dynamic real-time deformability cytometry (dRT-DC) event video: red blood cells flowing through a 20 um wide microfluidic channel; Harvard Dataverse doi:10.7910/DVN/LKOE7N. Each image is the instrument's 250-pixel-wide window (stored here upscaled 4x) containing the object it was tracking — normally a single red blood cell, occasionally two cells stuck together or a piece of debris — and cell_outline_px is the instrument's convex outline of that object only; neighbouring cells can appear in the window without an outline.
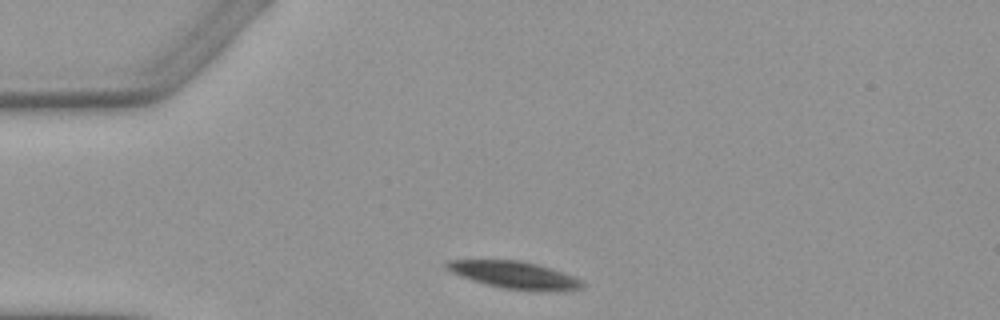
{"species": "Egyptian fruit bat (a non-hibernating species)", "species_latin": "Rousettus aegyptiacus", "temperature_condition": "warm", "stored_images_in_passage": 2, "camera_frame_rate_fps": 3000, "um_per_image_px": 0.085, "animal": {"sex": "female"}, "frame": {"image": 1, "passage_image": 1, "time_ms": 0.0, "image_size_px": [1000, 320], "cell_outline_px": [[584, 288], [548, 292], [504, 288], [472, 280], [460, 276], [444, 268], [444, 264], [448, 260], [520, 260], [552, 268], [572, 276], [580, 280], [584, 284]], "centroid_in_image_um": [43.72, 23.37], "position_along_channel_um": 41.3, "area_um2": 21.44}}